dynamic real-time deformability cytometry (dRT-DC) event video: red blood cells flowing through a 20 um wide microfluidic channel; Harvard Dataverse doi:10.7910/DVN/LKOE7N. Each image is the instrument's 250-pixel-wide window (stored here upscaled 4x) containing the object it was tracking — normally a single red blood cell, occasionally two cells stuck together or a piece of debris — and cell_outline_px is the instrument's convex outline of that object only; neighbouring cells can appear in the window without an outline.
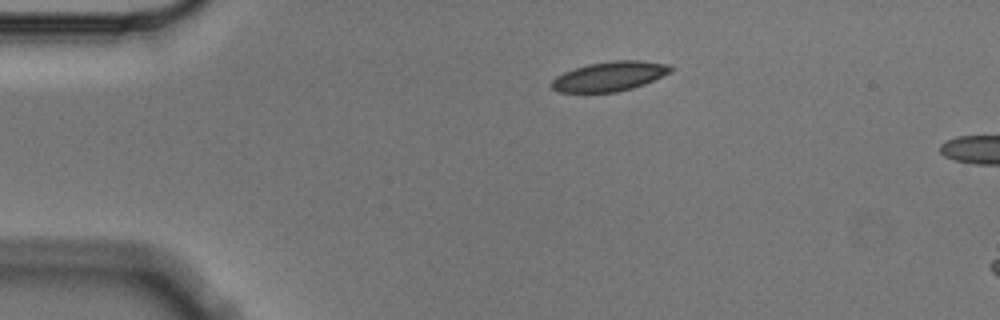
{"species": "Egyptian fruit bat (a non-hibernating species)", "species_latin": "Rousettus aegyptiacus", "temperature_condition": "cold", "stored_images_in_passage": 3, "camera_frame_rate_fps": 3000, "um_per_image_px": 0.085, "animal": {"sex": "male"}, "frame": {"image": 1, "passage_image": 1, "time_ms": 0.0, "image_size_px": [1000, 320], "cell_outline_px": [[672, 72], [644, 84], [632, 88], [616, 92], [556, 92], [548, 84], [556, 76], [564, 72], [588, 64], [612, 60], [640, 60], [668, 64], [672, 68]], "centroid_in_image_um": [51.79, 6.48], "position_along_channel_um": 33.2, "area_um2": 20.58}}